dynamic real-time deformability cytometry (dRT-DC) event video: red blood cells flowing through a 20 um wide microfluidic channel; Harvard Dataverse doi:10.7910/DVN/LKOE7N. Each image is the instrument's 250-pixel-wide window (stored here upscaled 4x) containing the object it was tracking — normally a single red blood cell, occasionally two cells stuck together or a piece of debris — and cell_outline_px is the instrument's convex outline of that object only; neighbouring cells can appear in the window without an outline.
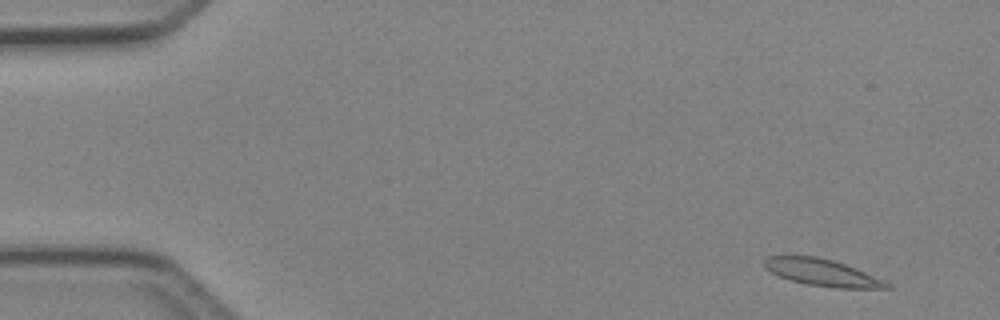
{"species": "Egyptian fruit bat (a non-hibernating species)", "species_latin": "Rousettus aegyptiacus", "temperature_condition": "cold", "stored_images_in_passage": 48, "camera_frame_rate_fps": 3000, "um_per_image_px": 0.085, "animal": {"sex": "female"}, "frame": {"image": 1, "passage_image": 3, "time_ms": 0.667, "image_size_px": [1000, 320], "cell_outline_px": [[892, 288], [836, 288], [808, 284], [792, 280], [780, 276], [764, 268], [764, 260], [768, 256], [816, 256], [832, 260], [844, 264], [884, 280], [892, 284]], "centroid_in_image_um": [69.89, 23.17], "position_along_channel_um": 15.1, "area_um2": 18.84}}
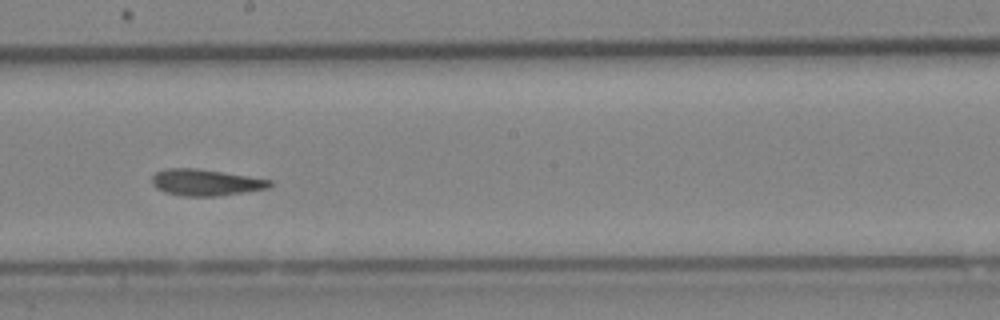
{"frame": {"image": 2, "passage_image": 27, "time_ms": 8.667, "image_size_px": [1000, 320], "cell_outline_px": [[272, 184], [268, 188], [216, 196], [184, 196], [164, 192], [156, 188], [152, 184], [152, 176], [156, 172], [168, 168], [196, 168], [248, 176], [272, 180]], "centroid_in_image_um": [17.45, 15.5], "position_along_channel_um": 230.8, "area_um2": 17.98}}
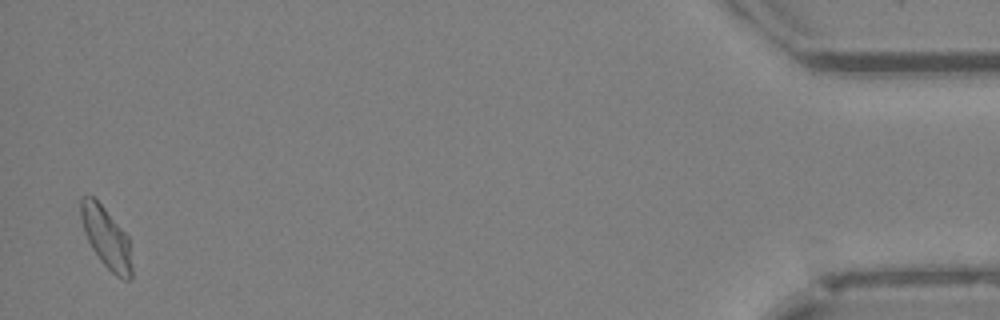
{"frame": {"image": 3, "passage_image": 47, "time_ms": 15.333, "image_size_px": [1000, 320], "cell_outline_px": [[132, 280], [124, 280], [116, 276], [100, 260], [92, 248], [84, 232], [80, 216], [80, 196], [92, 196], [104, 208], [128, 236], [132, 268]], "centroid_in_image_um": [9.03, 20.22], "position_along_channel_um": 426.2, "area_um2": 17.98}, "authors_computed_cell_mechanics": {"area_um2": 18.3515, "velocity_mm_per_s": 4.2135, "shape_relaxation_time_tau1_ms": 3.9995, "shape_relaxation_time_tau2_ms": 2.4959, "deformation_change_tau1": 0.1653, "deformation_change_tau2": 0.0953}}